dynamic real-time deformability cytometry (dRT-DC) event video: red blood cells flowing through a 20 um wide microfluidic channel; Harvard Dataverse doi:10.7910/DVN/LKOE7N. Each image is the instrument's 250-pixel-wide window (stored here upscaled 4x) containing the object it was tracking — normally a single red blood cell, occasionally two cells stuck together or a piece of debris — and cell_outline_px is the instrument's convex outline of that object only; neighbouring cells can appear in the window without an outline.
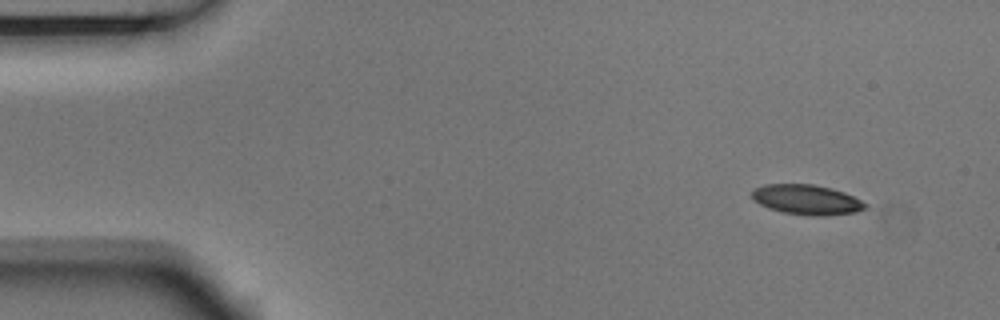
{"species": "Egyptian fruit bat (a non-hibernating species)", "species_latin": "Rousettus aegyptiacus", "temperature_condition": "room temperature", "stored_images_in_passage": 4, "camera_frame_rate_fps": 3000, "um_per_image_px": 0.085, "animal": {"sex": "male"}, "frame": {"image": 1, "passage_image": 1, "time_ms": 0.0, "image_size_px": [1000, 320], "cell_outline_px": [[868, 208], [856, 212], [824, 216], [812, 216], [784, 212], [768, 208], [752, 200], [752, 192], [756, 188], [764, 184], [812, 184], [832, 188], [844, 192], [868, 204]], "centroid_in_image_um": [68.59, 16.97], "position_along_channel_um": 16.4, "area_um2": 19.83}}
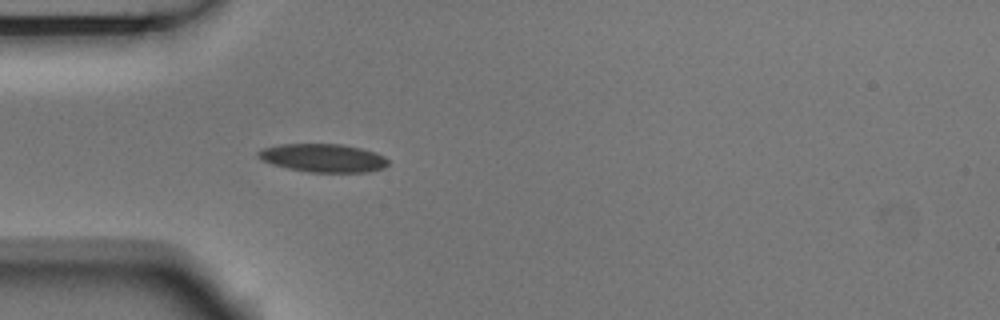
{"frame": {"image": 2, "passage_image": 4, "time_ms": 1.0, "image_size_px": [1000, 320], "cell_outline_px": [[388, 164], [384, 168], [368, 172], [308, 172], [288, 168], [272, 164], [256, 156], [256, 152], [264, 148], [280, 144], [340, 144], [360, 148], [376, 152], [384, 156], [388, 160]], "centroid_in_image_um": [27.48, 13.43], "position_along_channel_um": 57.5, "area_um2": 21.39}}